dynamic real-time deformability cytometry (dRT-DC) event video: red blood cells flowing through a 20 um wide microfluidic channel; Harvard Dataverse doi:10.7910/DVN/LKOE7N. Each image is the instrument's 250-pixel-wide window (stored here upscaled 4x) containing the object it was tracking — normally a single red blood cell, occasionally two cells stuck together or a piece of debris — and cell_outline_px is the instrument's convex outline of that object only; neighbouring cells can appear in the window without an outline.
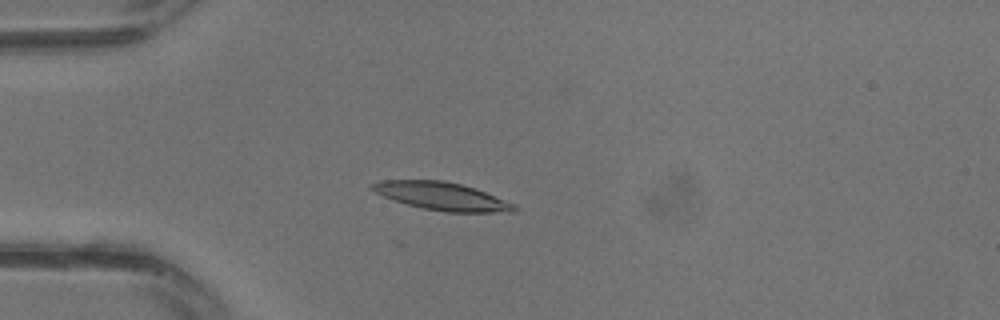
{"species": "common noctule bat (a hibernating species)", "species_latin": "Nyctalus noctula", "temperature_condition": "warm", "stored_images_in_passage": 13, "camera_frame_rate_fps": 3000, "um_per_image_px": 0.085, "animal": {"sex": "male", "body_mass_g": 13.3}, "frame": {"image": 1, "passage_image": 8, "time_ms": 2.333, "image_size_px": [1000, 320], "cell_outline_px": [[520, 208], [516, 212], [448, 212], [424, 208], [408, 204], [384, 196], [368, 188], [368, 184], [380, 180], [444, 180], [476, 188], [516, 204]], "centroid_in_image_um": [37.6, 16.67], "position_along_channel_um": 47.4, "area_um2": 23.18}}
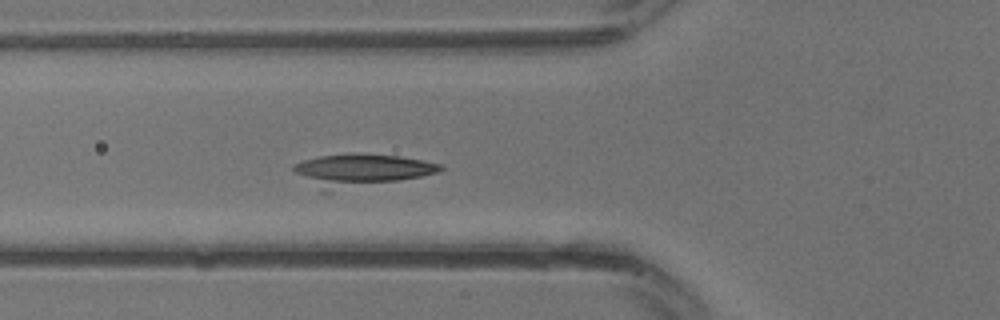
{"frame": {"image": 2, "passage_image": 11, "time_ms": 3.333, "image_size_px": [1000, 320], "cell_outline_px": [[444, 168], [440, 172], [420, 176], [328, 192], [320, 192], [296, 172], [292, 168], [296, 164], [304, 160], [320, 156], [352, 152], [356, 152], [400, 156], [444, 164]], "centroid_in_image_um": [30.68, 14.45], "position_along_channel_um": 95.1, "area_um2": 27.69}}
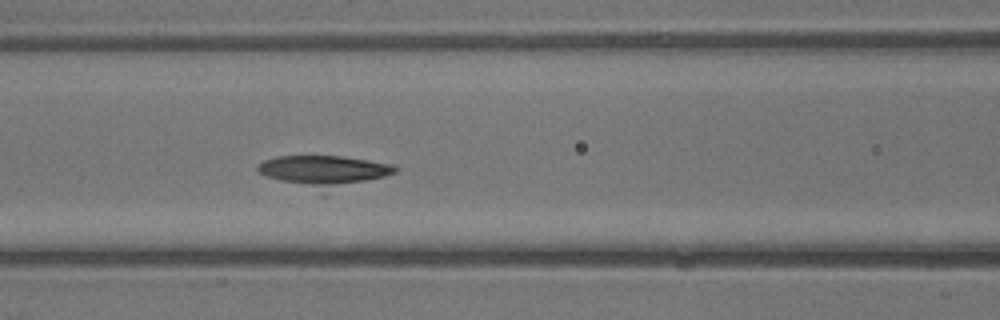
{"frame": {"image": 3, "passage_image": 13, "time_ms": 4.0, "image_size_px": [1000, 320], "cell_outline_px": [[396, 172], [324, 196], [256, 172], [256, 168], [264, 160], [276, 156], [340, 156], [396, 164]], "centroid_in_image_um": [27.55, 14.61], "position_along_channel_um": 139.1, "area_um2": 26.07}}